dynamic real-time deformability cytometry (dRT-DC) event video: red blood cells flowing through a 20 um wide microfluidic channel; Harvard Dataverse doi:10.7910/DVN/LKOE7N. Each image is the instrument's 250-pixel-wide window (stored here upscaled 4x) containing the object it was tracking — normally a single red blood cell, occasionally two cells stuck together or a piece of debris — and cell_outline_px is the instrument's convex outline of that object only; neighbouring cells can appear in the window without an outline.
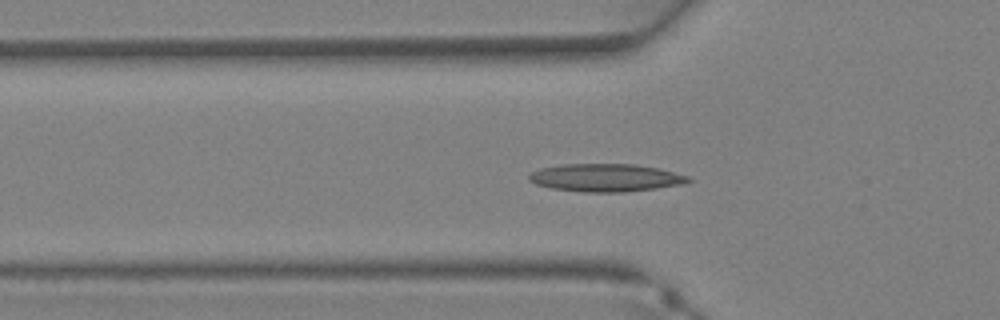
{"species": "Egyptian fruit bat (a non-hibernating species)", "species_latin": "Rousettus aegyptiacus", "temperature_condition": "warm", "stored_images_in_passage": 32, "camera_frame_rate_fps": 3000, "um_per_image_px": 0.085, "animal": {"sex": "female"}, "frame": {"image": 1, "passage_image": 7, "time_ms": 2.0, "image_size_px": [1000, 320], "cell_outline_px": [[692, 180], [684, 184], [656, 188], [624, 192], [584, 192], [552, 188], [536, 184], [528, 180], [528, 176], [532, 172], [540, 168], [560, 164], [636, 164], [660, 168], [688, 176]], "centroid_in_image_um": [51.49, 15.1], "position_along_channel_um": 74.3, "area_um2": 25.89}}
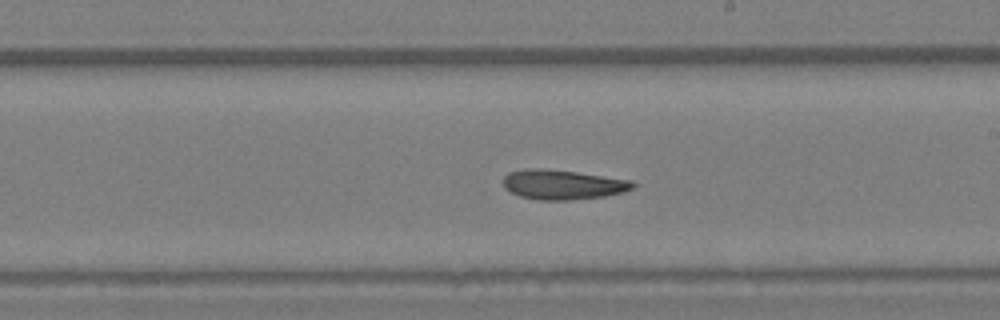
{"frame": {"image": 2, "passage_image": 16, "time_ms": 5.0, "image_size_px": [1000, 320], "cell_outline_px": [[636, 184], [632, 188], [624, 192], [604, 196], [568, 200], [540, 200], [520, 196], [504, 188], [504, 176], [508, 172], [528, 168], [540, 168], [576, 172], [632, 180]], "centroid_in_image_um": [47.83, 15.68], "position_along_channel_um": 241.2, "area_um2": 22.31}}
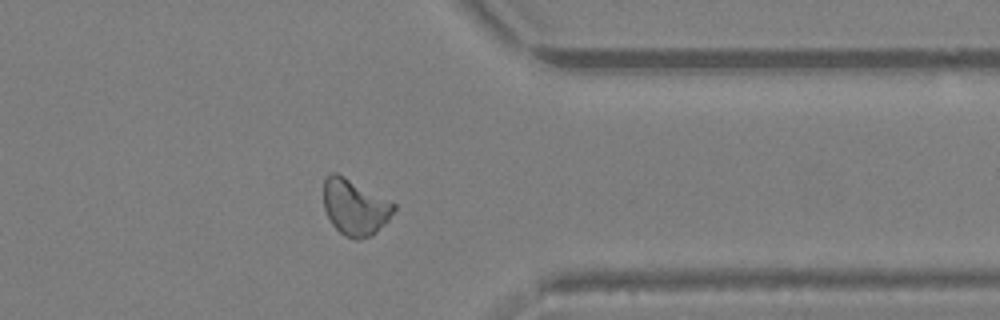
{"frame": {"image": 3, "passage_image": 24, "time_ms": 7.667, "image_size_px": [1000, 320], "cell_outline_px": [[396, 208], [388, 220], [372, 236], [360, 240], [356, 240], [344, 236], [332, 224], [324, 208], [324, 176], [332, 172], [336, 172], [344, 176], [396, 204]], "centroid_in_image_um": [30.15, 17.62], "position_along_channel_um": 381.2, "area_um2": 22.89}}